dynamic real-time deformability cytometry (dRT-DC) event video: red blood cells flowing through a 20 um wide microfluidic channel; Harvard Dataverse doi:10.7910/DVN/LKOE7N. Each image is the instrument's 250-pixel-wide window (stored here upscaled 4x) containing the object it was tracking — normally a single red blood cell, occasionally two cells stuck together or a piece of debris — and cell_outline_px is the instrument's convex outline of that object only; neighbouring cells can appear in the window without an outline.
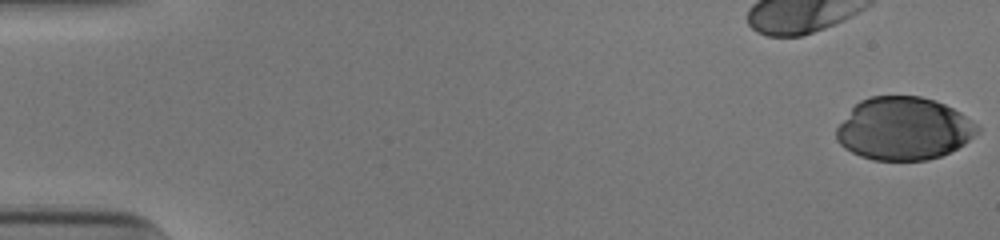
{"species": "human", "species_latin": "Homo sapiens", "temperature_condition": "cold", "stored_images_in_passage": 45, "camera_frame_rate_fps": 3000, "um_per_image_px": 0.085, "donor": {"sex": "male"}, "frame": {"image": 1, "passage_image": 1, "time_ms": 0.0, "image_size_px": [1000, 240], "cell_outline_px": [[980, 132], [964, 144], [940, 156], [928, 160], [872, 160], [860, 156], [844, 148], [836, 140], [836, 128], [852, 108], [860, 100], [872, 96], [920, 96], [936, 100], [960, 112], [976, 124], [980, 128]], "centroid_in_image_um": [76.81, 10.93], "position_along_channel_um": 8.2, "area_um2": 51.56}}
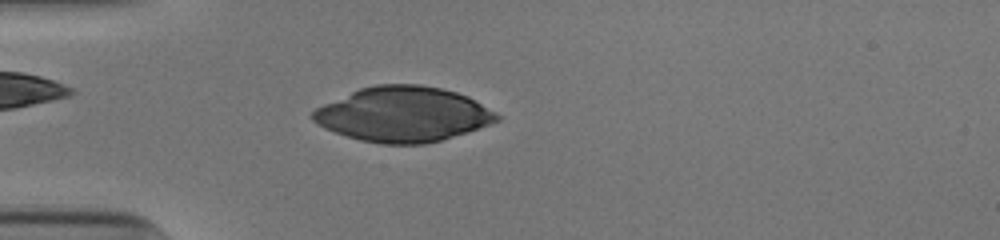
{"frame": {"image": 2, "passage_image": 16, "time_ms": 5.0, "image_size_px": [1000, 240], "cell_outline_px": [[500, 120], [468, 132], [440, 140], [424, 144], [380, 144], [360, 140], [324, 128], [312, 120], [312, 112], [316, 108], [324, 104], [360, 88], [376, 84], [420, 84], [440, 88], [456, 92], [468, 96], [496, 112], [500, 116]], "centroid_in_image_um": [34.28, 9.71], "position_along_channel_um": 50.7, "area_um2": 58.72}}